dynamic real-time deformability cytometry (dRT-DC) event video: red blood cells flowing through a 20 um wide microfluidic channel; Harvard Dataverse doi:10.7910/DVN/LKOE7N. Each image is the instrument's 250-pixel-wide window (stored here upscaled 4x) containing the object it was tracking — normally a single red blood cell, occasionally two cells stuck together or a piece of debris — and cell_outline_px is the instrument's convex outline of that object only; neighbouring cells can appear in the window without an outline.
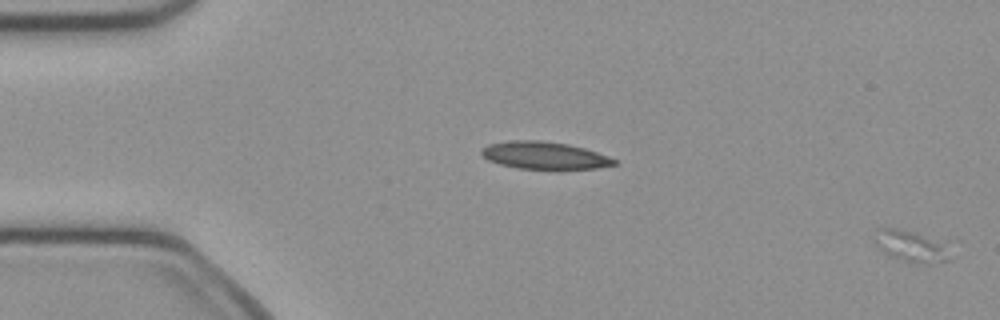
{"species": "common noctule bat (a hibernating species)", "species_latin": "Nyctalus noctula", "temperature_condition": "cold", "stored_images_in_passage": 17, "camera_frame_rate_fps": 3000, "um_per_image_px": 0.085, "animal": {"sex": "female", "body_mass_g": 21.9}, "frame": {"image": 1, "passage_image": 1, "time_ms": 0.0, "image_size_px": [1000, 320], "cell_outline_px": [[956, 256], [952, 260], [928, 264], [888, 256], [872, 240], [876, 228], [896, 228], [944, 240]], "centroid_in_image_um": [77.55, 20.92], "position_along_channel_um": 7.4, "area_um2": 14.33}}
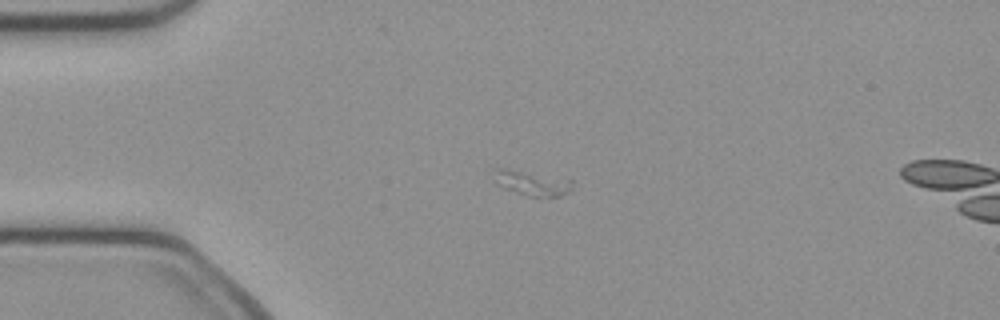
{"frame": {"image": 2, "passage_image": 13, "time_ms": 4.0, "image_size_px": [1000, 320], "cell_outline_px": [[572, 192], [560, 196], [528, 196], [504, 188], [496, 184], [492, 180], [492, 168], [504, 168], [572, 180]], "centroid_in_image_um": [45.15, 15.56], "position_along_channel_um": 39.9, "area_um2": 11.39}}